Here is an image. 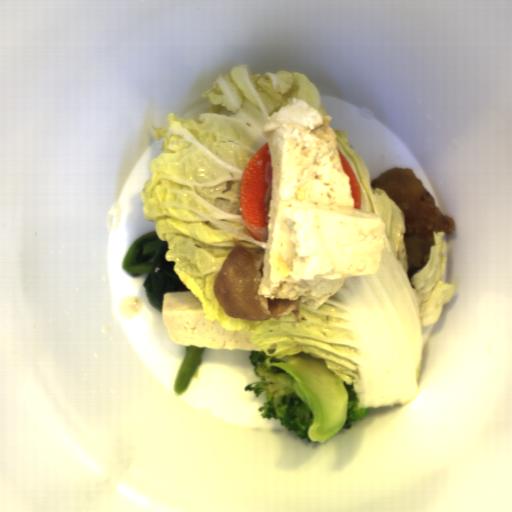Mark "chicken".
Listing matches in <instances>:
<instances>
[{
  "instance_id": "chicken-1",
  "label": "chicken",
  "mask_w": 512,
  "mask_h": 512,
  "mask_svg": "<svg viewBox=\"0 0 512 512\" xmlns=\"http://www.w3.org/2000/svg\"><path fill=\"white\" fill-rule=\"evenodd\" d=\"M370 184L373 189L382 188L404 215V246L409 280L428 262L430 248L435 244L434 232H444L445 236L454 233V218L441 214L436 207V199L412 168H389Z\"/></svg>"
}]
</instances>
